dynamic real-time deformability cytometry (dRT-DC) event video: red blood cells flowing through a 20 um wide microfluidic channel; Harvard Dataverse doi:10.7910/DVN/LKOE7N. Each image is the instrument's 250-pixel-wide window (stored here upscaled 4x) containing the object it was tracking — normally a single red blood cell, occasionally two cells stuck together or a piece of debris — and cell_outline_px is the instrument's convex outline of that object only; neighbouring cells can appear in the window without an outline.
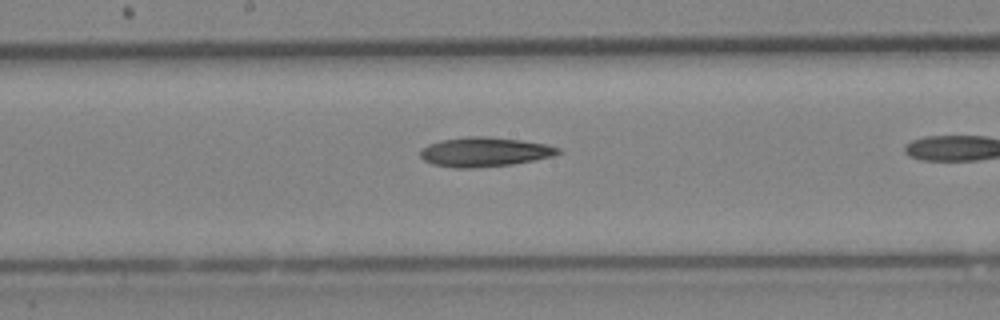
{"species": "Egyptian fruit bat (a non-hibernating species)", "species_latin": "Rousettus aegyptiacus", "temperature_condition": "cold", "stored_images_in_passage": 20, "camera_frame_rate_fps": 3000, "um_per_image_px": 0.085, "animal": {"sex": "female"}, "frame": {"image": 1, "passage_image": 17, "time_ms": 5.333, "image_size_px": [1000, 320], "cell_outline_px": [[560, 152], [552, 156], [512, 164], [472, 168], [456, 168], [432, 164], [424, 160], [420, 156], [420, 152], [428, 144], [440, 140], [468, 136], [484, 136], [520, 140], [548, 144], [560, 148]], "centroid_in_image_um": [41.17, 12.91], "position_along_channel_um": 207.0, "area_um2": 23.47}}